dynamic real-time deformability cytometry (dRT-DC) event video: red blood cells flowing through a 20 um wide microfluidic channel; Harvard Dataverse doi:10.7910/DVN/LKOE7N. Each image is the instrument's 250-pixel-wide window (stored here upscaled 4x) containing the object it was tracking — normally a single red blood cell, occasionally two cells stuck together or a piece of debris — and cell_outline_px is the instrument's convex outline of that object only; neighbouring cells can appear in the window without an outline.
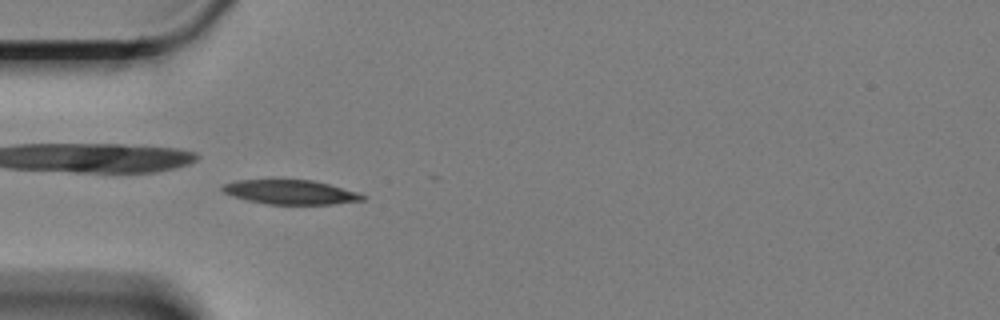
{"species": "Egyptian fruit bat (a non-hibernating species)", "species_latin": "Rousettus aegyptiacus", "temperature_condition": "cold", "stored_images_in_passage": 60, "camera_frame_rate_fps": 3000, "um_per_image_px": 0.085, "animal": {"sex": "female"}, "frame": {"image": 1, "passage_image": 18, "time_ms": 5.667, "image_size_px": [1000, 320], "cell_outline_px": [[364, 200], [332, 204], [268, 204], [248, 200], [232, 196], [224, 192], [220, 188], [224, 184], [236, 180], [312, 180], [328, 184], [356, 192], [364, 196]], "centroid_in_image_um": [24.65, 16.33], "position_along_channel_um": 60.3, "area_um2": 19.54}}
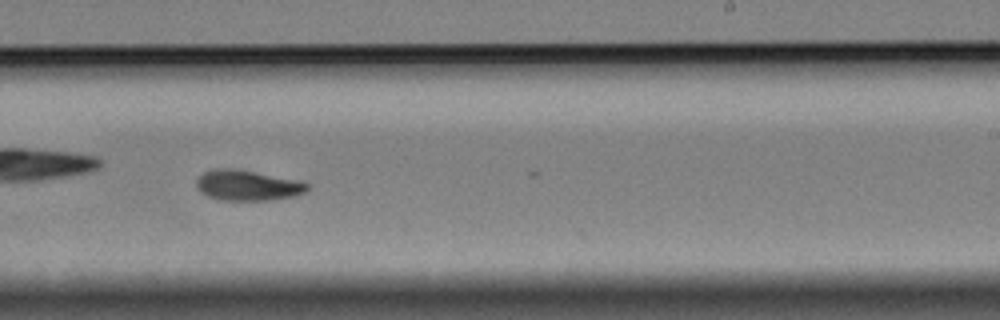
{"frame": {"image": 2, "passage_image": 37, "time_ms": 12.0, "image_size_px": [1000, 320], "cell_outline_px": [[308, 192], [296, 196], [272, 200], [220, 200], [208, 196], [200, 192], [196, 188], [196, 180], [204, 172], [216, 168], [232, 168], [296, 180], [308, 184]], "centroid_in_image_um": [21.02, 15.77], "position_along_channel_um": 268.0, "area_um2": 19.59}}
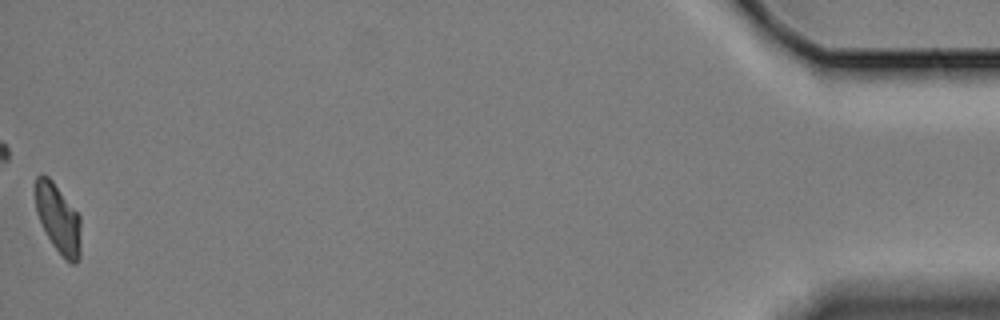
{"frame": {"image": 3, "passage_image": 60, "time_ms": 19.667, "image_size_px": [1000, 320], "cell_outline_px": [[80, 256], [76, 264], [72, 264], [64, 260], [52, 244], [36, 212], [36, 176], [40, 172], [48, 176], [52, 180], [80, 216]], "centroid_in_image_um": [4.96, 18.6], "position_along_channel_um": 430.2, "area_um2": 18.21}, "authors_computed_cell_mechanics": {"area_um2": 19.363, "velocity_mm_per_s": 3.3114, "shape_relaxation_time_tau1_ms": 6.1938, "shape_relaxation_time_tau2_ms": 6.123, "deformation_change_tau1": 0.1437, "deformation_change_tau2": 0.1041}}